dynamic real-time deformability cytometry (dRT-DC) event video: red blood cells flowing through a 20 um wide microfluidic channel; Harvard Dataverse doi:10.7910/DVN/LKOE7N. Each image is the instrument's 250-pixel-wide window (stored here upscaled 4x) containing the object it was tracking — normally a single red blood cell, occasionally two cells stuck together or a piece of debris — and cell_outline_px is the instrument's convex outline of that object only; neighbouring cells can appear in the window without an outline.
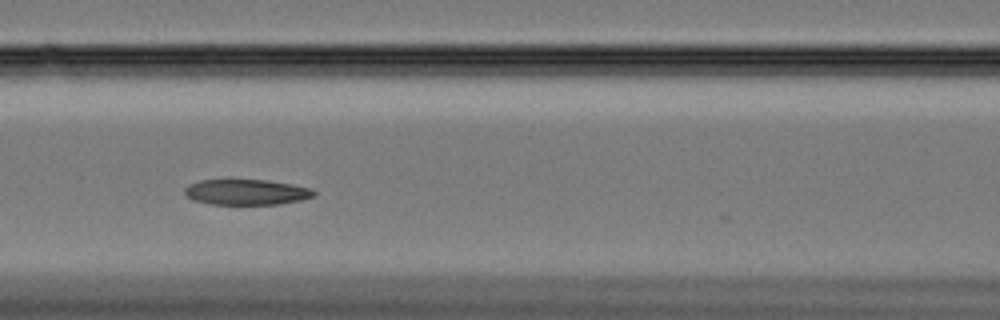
{"species": "Egyptian fruit bat (a non-hibernating species)", "species_latin": "Rousettus aegyptiacus", "temperature_condition": "cold", "stored_images_in_passage": 57, "camera_frame_rate_fps": 3000, "um_per_image_px": 0.085, "animal": {"sex": "female"}, "frame": {"image": 1, "passage_image": 23, "time_ms": 7.333, "image_size_px": [1000, 320], "cell_outline_px": [[316, 192], [312, 196], [300, 200], [280, 204], [212, 204], [192, 200], [184, 192], [184, 188], [188, 184], [200, 180], [228, 176], [268, 180], [292, 184], [312, 188]], "centroid_in_image_um": [20.87, 16.27], "position_along_channel_um": 145.7, "area_um2": 20.17}}
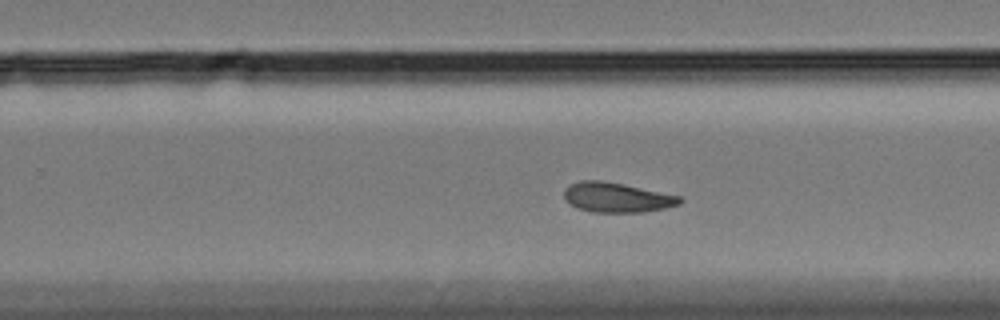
{"frame": {"image": 2, "passage_image": 35, "time_ms": 11.333, "image_size_px": [1000, 320], "cell_outline_px": [[684, 200], [680, 204], [664, 208], [640, 212], [592, 212], [580, 208], [564, 200], [564, 188], [580, 180], [600, 180], [624, 184], [680, 196]], "centroid_in_image_um": [52.43, 16.77], "position_along_channel_um": 277.4, "area_um2": 19.94}}
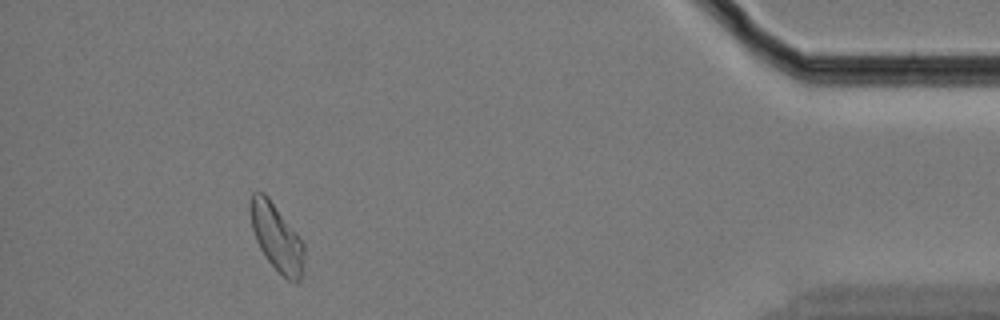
{"frame": {"image": 3, "passage_image": 52, "time_ms": 17.0, "image_size_px": [1000, 320], "cell_outline_px": [[304, 252], [300, 280], [296, 284], [288, 280], [268, 260], [260, 248], [256, 240], [252, 228], [252, 192], [264, 192], [268, 196], [296, 232], [304, 244]], "centroid_in_image_um": [23.54, 20.2], "position_along_channel_um": 411.7, "area_um2": 20.35}, "authors_computed_cell_mechanics": {"area_um2": 20.519, "velocity_mm_per_s": 3.3028, "shape_relaxation_time_tau1_ms": 8.9115, "shape_relaxation_time_tau2_ms": 4.3456, "deformation_change_tau1": 0.1692, "deformation_change_tau2": 0.1069}}